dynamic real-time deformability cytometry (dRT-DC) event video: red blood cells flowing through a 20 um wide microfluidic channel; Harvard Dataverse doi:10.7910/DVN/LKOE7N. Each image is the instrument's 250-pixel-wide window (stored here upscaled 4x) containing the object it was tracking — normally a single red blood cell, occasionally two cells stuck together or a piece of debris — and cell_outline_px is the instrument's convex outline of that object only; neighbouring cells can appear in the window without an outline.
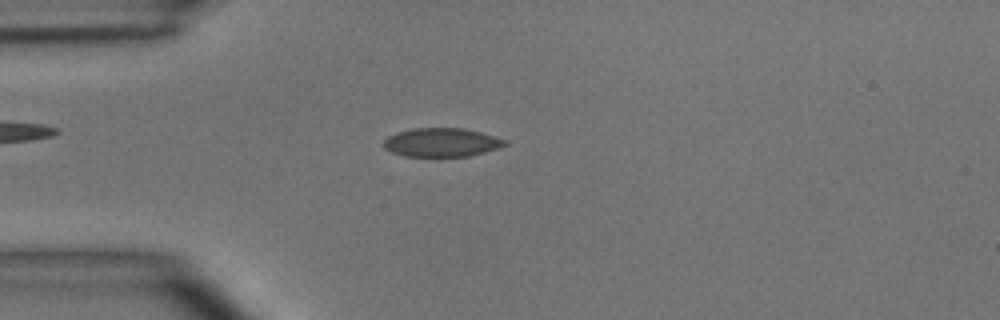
{"species": "common noctule bat (a hibernating species)", "species_latin": "Nyctalus noctula", "temperature_condition": "room temperature", "stored_images_in_passage": 49, "camera_frame_rate_fps": 3000, "um_per_image_px": 0.085, "animal": {"sex": "male", "body_mass_g": 15.6}, "frame": {"image": 1, "passage_image": 12, "time_ms": 3.667, "image_size_px": [1000, 320], "cell_outline_px": [[508, 144], [500, 148], [468, 156], [404, 156], [392, 152], [384, 148], [380, 144], [388, 136], [396, 132], [412, 128], [464, 128], [480, 132], [508, 140]], "centroid_in_image_um": [37.52, 12.1], "position_along_channel_um": 47.5, "area_um2": 20.46}}
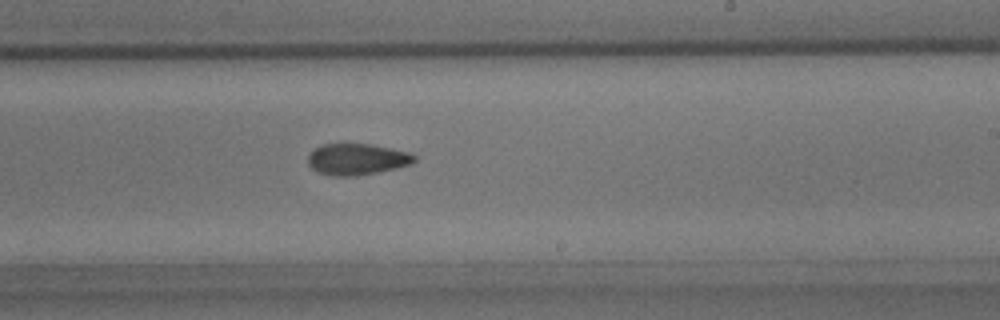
{"frame": {"image": 2, "passage_image": 29, "time_ms": 9.333, "image_size_px": [1000, 320], "cell_outline_px": [[416, 160], [412, 164], [396, 168], [356, 176], [332, 176], [316, 172], [308, 164], [308, 152], [320, 144], [372, 144], [408, 152], [416, 156]], "centroid_in_image_um": [30.3, 13.53], "position_along_channel_um": 258.7, "area_um2": 19.59}}
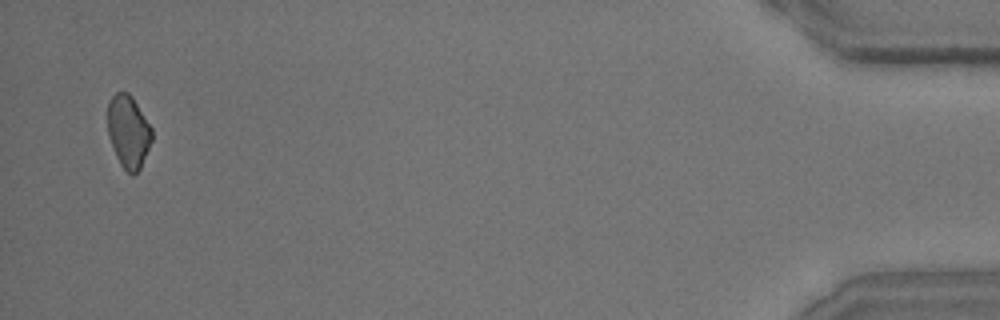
{"frame": {"image": 3, "passage_image": 48, "time_ms": 15.667, "image_size_px": [1000, 320], "cell_outline_px": [[152, 140], [140, 168], [132, 176], [120, 164], [116, 156], [108, 132], [108, 104], [112, 96], [116, 92], [128, 92], [132, 96], [152, 128]], "centroid_in_image_um": [10.92, 11.17], "position_along_channel_um": 424.3, "area_um2": 18.5}, "authors_computed_cell_mechanics": {"area_um2": 19.7676, "velocity_mm_per_s": 3.9325, "shape_relaxation_time_tau1_ms": 9.9743, "shape_relaxation_time_tau2_ms": 3.2164, "deformation_change_tau1": 0.1498, "deformation_change_tau2": 0.0772}}